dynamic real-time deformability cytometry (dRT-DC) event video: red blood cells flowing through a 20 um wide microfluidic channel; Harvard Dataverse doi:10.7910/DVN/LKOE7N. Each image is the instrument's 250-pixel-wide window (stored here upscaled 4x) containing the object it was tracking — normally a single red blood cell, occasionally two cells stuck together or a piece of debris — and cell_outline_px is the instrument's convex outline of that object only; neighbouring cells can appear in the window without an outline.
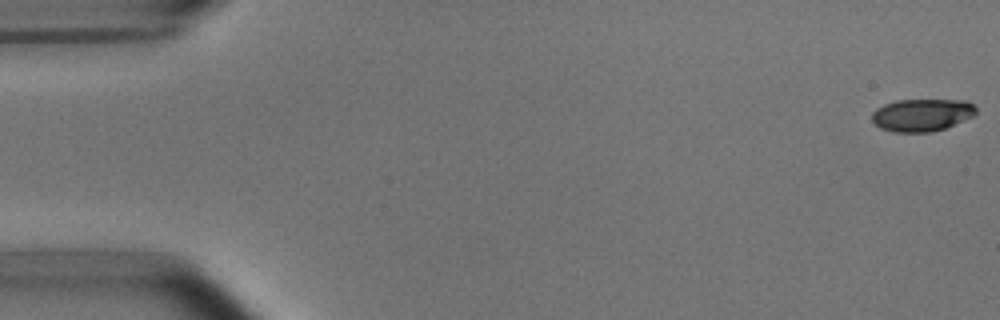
{"species": "common noctule bat (a hibernating species)", "species_latin": "Nyctalus noctula", "temperature_condition": "room temperature", "stored_images_in_passage": 48, "camera_frame_rate_fps": 3000, "um_per_image_px": 0.085, "animal": {"sex": "male", "body_mass_g": 15.6}, "frame": {"image": 1, "passage_image": 1, "time_ms": 0.0, "image_size_px": [1000, 320], "cell_outline_px": [[976, 112], [972, 116], [944, 128], [932, 132], [892, 132], [880, 128], [872, 120], [872, 112], [876, 108], [884, 104], [896, 100], [968, 100], [976, 108]], "centroid_in_image_um": [78.33, 9.77], "position_along_channel_um": 6.7, "area_um2": 19.65}}
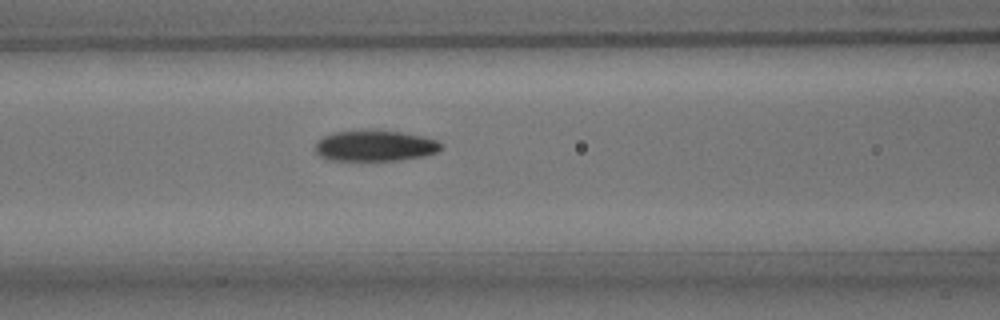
{"frame": {"image": 2, "passage_image": 22, "time_ms": 7.0, "image_size_px": [1000, 320], "cell_outline_px": [[440, 148], [436, 152], [420, 156], [396, 160], [324, 160], [316, 152], [316, 140], [332, 132], [376, 128], [424, 136], [436, 140], [440, 144]], "centroid_in_image_um": [31.79, 12.36], "position_along_channel_um": 134.8, "area_um2": 22.89}}
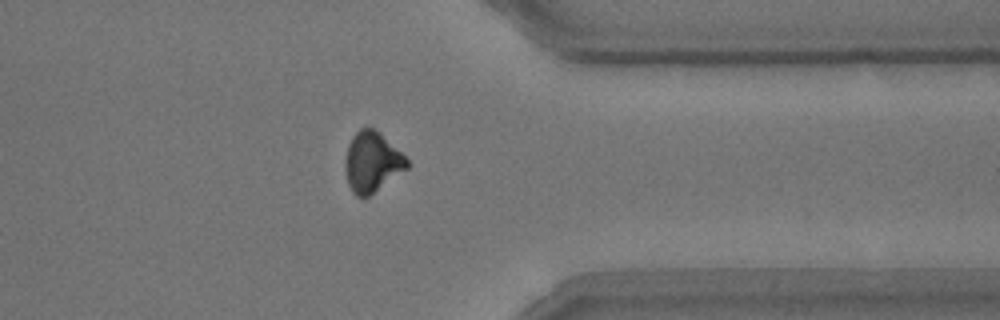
{"frame": {"image": 3, "passage_image": 42, "time_ms": 13.667, "image_size_px": [1000, 320], "cell_outline_px": [[412, 164], [408, 168], [368, 196], [356, 196], [352, 192], [348, 184], [344, 168], [344, 164], [348, 144], [352, 136], [360, 128], [372, 128], [380, 132]], "centroid_in_image_um": [31.61, 13.76], "position_along_channel_um": 379.8, "area_um2": 21.56}, "authors_computed_cell_mechanics": {"area_um2": 21.8773, "velocity_mm_per_s": 3.8092, "shape_relaxation_time_tau1_ms": 3.1696, "shape_relaxation_time_tau2_ms": 4.0925, "deformation_change_tau1": 0.1251, "deformation_change_tau2": 0.0982}}